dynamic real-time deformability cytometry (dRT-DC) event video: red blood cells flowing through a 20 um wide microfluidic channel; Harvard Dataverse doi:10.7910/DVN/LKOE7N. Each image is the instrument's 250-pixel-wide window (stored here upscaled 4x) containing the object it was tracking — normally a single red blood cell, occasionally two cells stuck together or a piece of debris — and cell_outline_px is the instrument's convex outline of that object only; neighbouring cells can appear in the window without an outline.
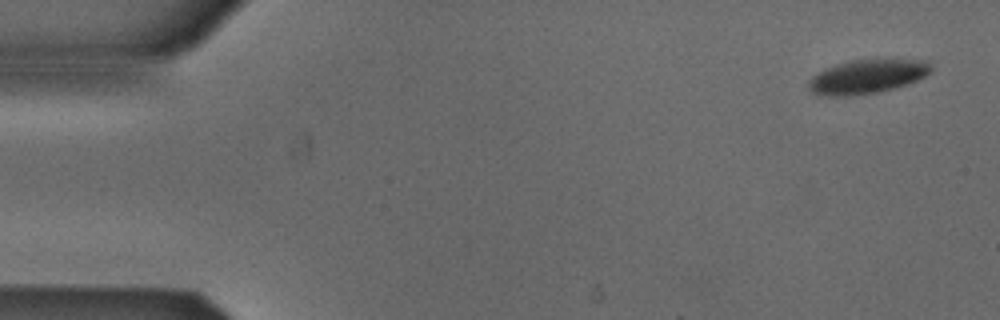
{"species": "Egyptian fruit bat (a non-hibernating species)", "species_latin": "Rousettus aegyptiacus", "temperature_condition": "cold", "stored_images_in_passage": 11, "camera_frame_rate_fps": 3000, "um_per_image_px": 0.085, "animal": {"sex": "male"}, "frame": {"image": 1, "passage_image": 1, "time_ms": 0.0, "image_size_px": [1000, 320], "cell_outline_px": [[932, 72], [908, 84], [896, 88], [876, 92], [848, 96], [828, 96], [812, 92], [808, 88], [808, 80], [812, 76], [824, 68], [836, 64], [852, 60], [928, 60], [932, 64]], "centroid_in_image_um": [73.71, 6.51], "position_along_channel_um": 11.3, "area_um2": 24.22}}